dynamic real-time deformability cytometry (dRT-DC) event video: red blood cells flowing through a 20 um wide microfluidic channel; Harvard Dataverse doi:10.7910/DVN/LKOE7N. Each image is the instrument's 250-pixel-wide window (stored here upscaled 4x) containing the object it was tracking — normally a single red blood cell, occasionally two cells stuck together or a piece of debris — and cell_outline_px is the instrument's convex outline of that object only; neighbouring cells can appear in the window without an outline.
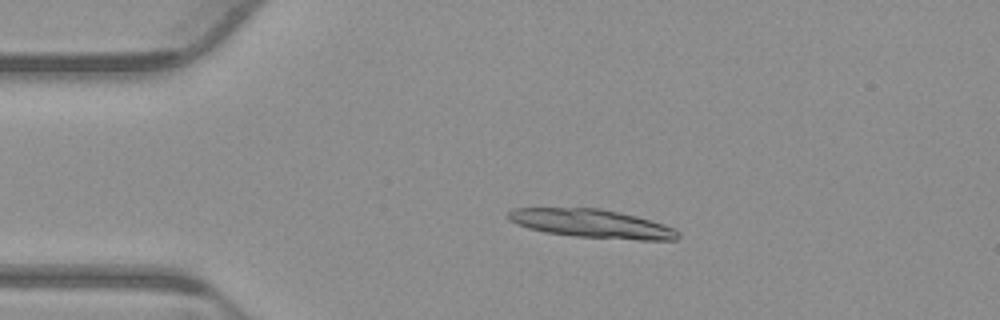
{"species": "common noctule bat (a hibernating species)", "species_latin": "Nyctalus noctula", "temperature_condition": "warm", "stored_images_in_passage": 25, "camera_frame_rate_fps": 3000, "um_per_image_px": 0.085, "animal": {"sex": "male", "body_mass_g": 23.1, "forearm_length_mm": 52.7}, "frame": {"image": 1, "passage_image": 11, "time_ms": 3.333, "image_size_px": [1000, 320], "cell_outline_px": [[680, 236], [676, 240], [640, 240], [576, 236], [544, 232], [528, 228], [516, 224], [508, 220], [504, 216], [512, 208], [600, 208], [636, 216], [664, 224], [680, 232]], "centroid_in_image_um": [50.26, 19.0], "position_along_channel_um": 34.7, "area_um2": 28.26}}